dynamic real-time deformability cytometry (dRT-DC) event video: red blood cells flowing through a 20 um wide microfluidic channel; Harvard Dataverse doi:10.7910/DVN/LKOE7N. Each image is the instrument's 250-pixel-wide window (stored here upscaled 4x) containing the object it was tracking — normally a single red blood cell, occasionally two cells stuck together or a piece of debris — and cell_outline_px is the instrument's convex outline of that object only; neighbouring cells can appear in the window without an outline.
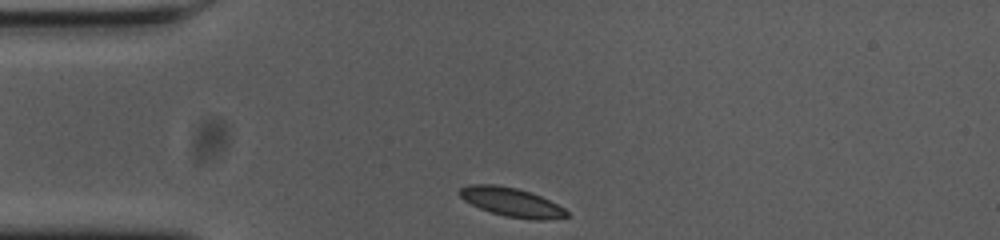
{"species": "common noctule bat (a hibernating species)", "species_latin": "Nyctalus noctula", "temperature_condition": "cold", "stored_images_in_passage": 32, "camera_frame_rate_fps": 3000, "um_per_image_px": 0.085, "animal": {"sex": "female", "body_mass_g": 23.0, "forearm_length_mm": 53.4}, "frame": {"image": 1, "passage_image": 1, "time_ms": 0.0, "image_size_px": [1000, 240], "cell_outline_px": [[568, 216], [544, 220], [532, 220], [504, 216], [480, 208], [464, 200], [460, 196], [460, 188], [468, 184], [496, 184], [516, 188], [532, 192], [564, 208], [568, 212]], "centroid_in_image_um": [43.47, 17.18], "position_along_channel_um": 41.5, "area_um2": 17.92}}
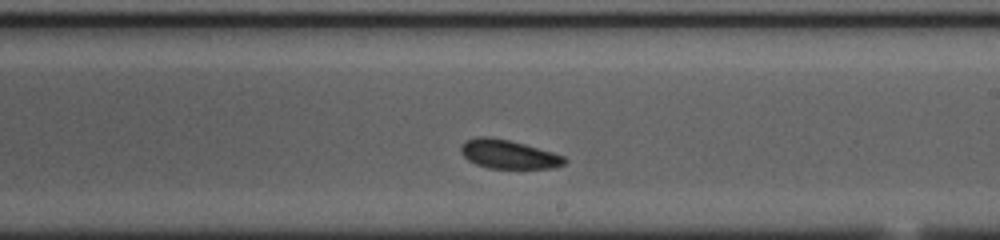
{"frame": {"image": 2, "passage_image": 20, "time_ms": 6.333, "image_size_px": [1000, 240], "cell_outline_px": [[568, 160], [564, 164], [556, 168], [488, 168], [476, 164], [468, 160], [460, 152], [460, 144], [464, 140], [476, 136], [488, 136], [508, 140], [524, 144], [552, 152], [564, 156]], "centroid_in_image_um": [43.18, 13.1], "position_along_channel_um": 245.8, "area_um2": 17.51}}
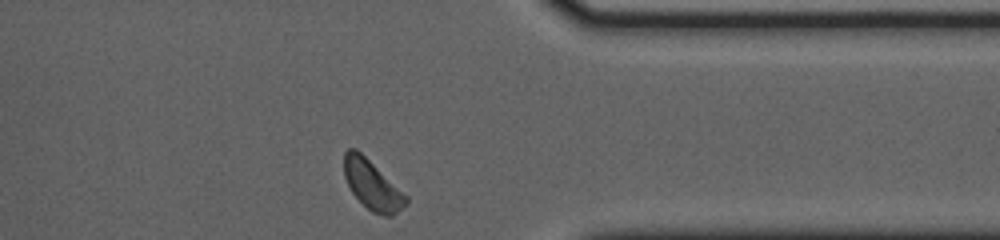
{"frame": {"image": 3, "passage_image": 32, "time_ms": 10.333, "image_size_px": [1000, 240], "cell_outline_px": [[408, 204], [392, 216], [384, 216], [372, 212], [352, 192], [344, 176], [344, 152], [348, 148], [356, 148], [408, 196]], "centroid_in_image_um": [31.65, 15.72], "position_along_channel_um": 379.7, "area_um2": 17.63}, "authors_computed_cell_mechanics": {"area_um2": 17.6579, "velocity_mm_per_s": 3.6089, "shape_relaxation_time_tau1_ms": 5.9727, "shape_relaxation_time_tau2_ms": 3.042, "deformation_change_tau1": 0.0518, "deformation_change_tau2": 0.0871}}